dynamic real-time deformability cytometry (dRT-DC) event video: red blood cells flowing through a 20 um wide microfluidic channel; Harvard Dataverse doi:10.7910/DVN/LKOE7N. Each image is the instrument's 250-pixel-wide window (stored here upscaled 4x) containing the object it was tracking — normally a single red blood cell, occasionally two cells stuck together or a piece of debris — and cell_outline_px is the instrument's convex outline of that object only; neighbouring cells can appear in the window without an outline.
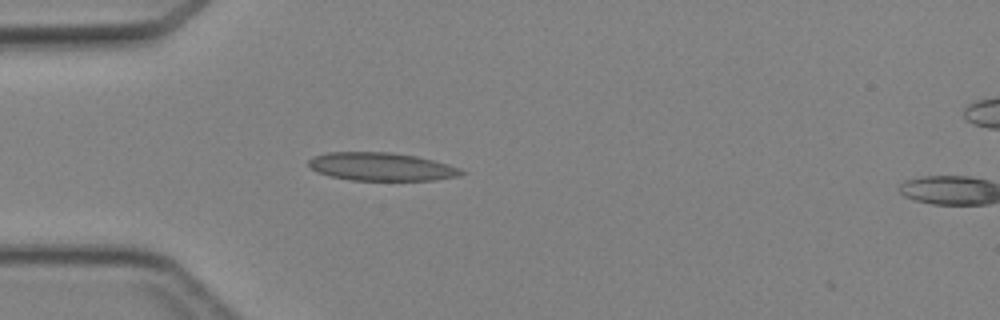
{"species": "Egyptian fruit bat (a non-hibernating species)", "species_latin": "Rousettus aegyptiacus", "temperature_condition": "cold", "stored_images_in_passage": 2, "camera_frame_rate_fps": 3000, "um_per_image_px": 0.085, "animal": {"sex": "female"}, "frame": {"image": 1, "passage_image": 1, "time_ms": 0.0, "image_size_px": [1000, 320], "cell_outline_px": [[468, 172], [460, 176], [436, 180], [352, 180], [332, 176], [316, 172], [308, 164], [308, 160], [312, 156], [328, 152], [388, 152], [416, 156], [448, 164], [460, 168]], "centroid_in_image_um": [32.44, 14.17], "position_along_channel_um": 52.6, "area_um2": 25.09}}